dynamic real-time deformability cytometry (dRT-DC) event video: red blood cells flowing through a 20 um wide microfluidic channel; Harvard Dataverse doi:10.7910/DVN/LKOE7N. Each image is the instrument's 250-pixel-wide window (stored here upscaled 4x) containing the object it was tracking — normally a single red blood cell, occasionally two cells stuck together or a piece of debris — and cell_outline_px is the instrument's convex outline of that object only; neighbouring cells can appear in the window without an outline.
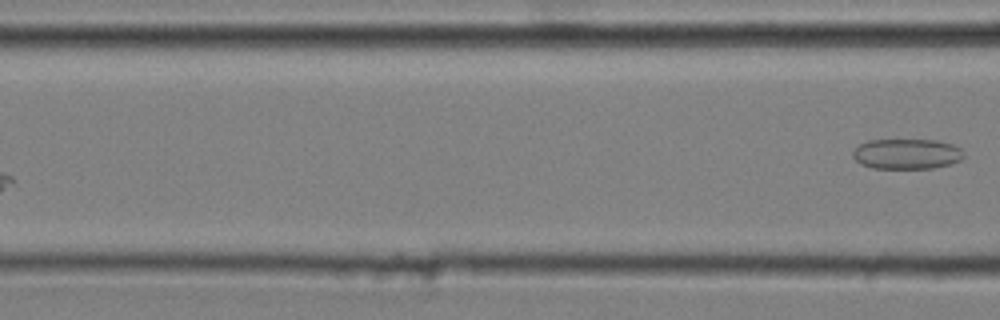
{"species": "common noctule bat (a hibernating species)", "species_latin": "Nyctalus noctula", "temperature_condition": "cold", "stored_images_in_passage": 5, "segment_of_instrument_passage": [2, 2], "camera_frame_rate_fps": 3000, "um_per_image_px": 0.085, "animal": {"sex": "male", "body_mass_g": 20.4}, "frame": {"image": 1, "passage_image": 5, "time_ms": 1.333, "image_size_px": [1000, 320], "cell_outline_px": [[964, 156], [960, 160], [952, 164], [932, 168], [872, 168], [860, 164], [852, 156], [852, 152], [860, 144], [868, 140], [936, 140], [952, 144], [960, 148], [964, 152]], "centroid_in_image_um": [77.08, 13.08], "position_along_channel_um": 89.5, "area_um2": 19.65}}